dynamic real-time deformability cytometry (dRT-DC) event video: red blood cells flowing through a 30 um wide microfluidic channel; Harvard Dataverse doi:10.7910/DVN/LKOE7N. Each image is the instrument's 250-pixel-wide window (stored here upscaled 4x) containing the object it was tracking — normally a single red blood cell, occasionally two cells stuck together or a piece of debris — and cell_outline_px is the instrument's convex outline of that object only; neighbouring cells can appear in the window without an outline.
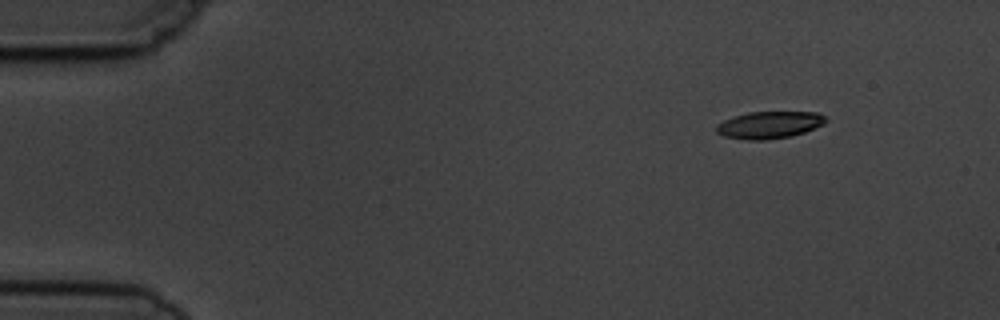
{"species": "common noctule bat (a hibernating species)", "species_latin": "Nyctalus noctula", "temperature_condition": "cold", "stored_images_in_passage": 4, "camera_frame_rate_fps": 3000, "um_per_image_px": 0.085, "animal": {"sex": "male", "body_mass_g": 19.5, "forearm_length_mm": 54.6}, "frame": {"image": 1, "passage_image": 1, "time_ms": 0.0, "image_size_px": [1000, 320], "cell_outline_px": [[828, 120], [824, 124], [804, 132], [792, 136], [764, 140], [748, 140], [724, 136], [716, 132], [716, 124], [724, 120], [748, 112], [820, 112]], "centroid_in_image_um": [65.41, 10.61], "position_along_channel_um": 19.6, "area_um2": 17.28}}
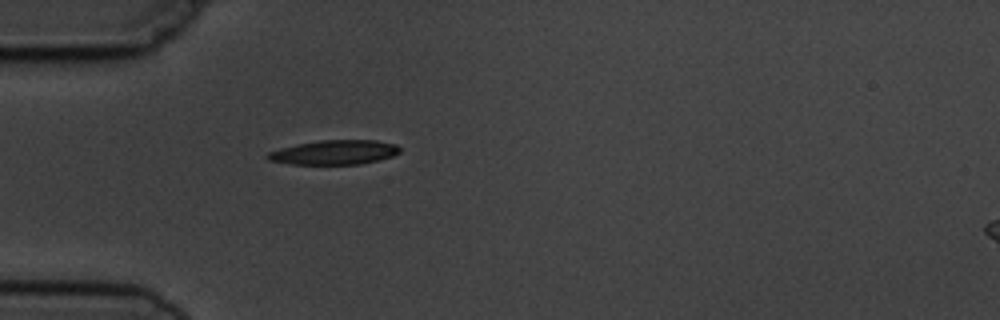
{"frame": {"image": 2, "passage_image": 4, "time_ms": 3.333, "image_size_px": [1000, 320], "cell_outline_px": [[400, 152], [392, 156], [360, 164], [292, 164], [268, 160], [264, 156], [268, 152], [280, 148], [320, 140], [376, 140], [396, 144], [400, 148]], "centroid_in_image_um": [28.41, 12.95], "position_along_channel_um": 56.6, "area_um2": 18.67}}